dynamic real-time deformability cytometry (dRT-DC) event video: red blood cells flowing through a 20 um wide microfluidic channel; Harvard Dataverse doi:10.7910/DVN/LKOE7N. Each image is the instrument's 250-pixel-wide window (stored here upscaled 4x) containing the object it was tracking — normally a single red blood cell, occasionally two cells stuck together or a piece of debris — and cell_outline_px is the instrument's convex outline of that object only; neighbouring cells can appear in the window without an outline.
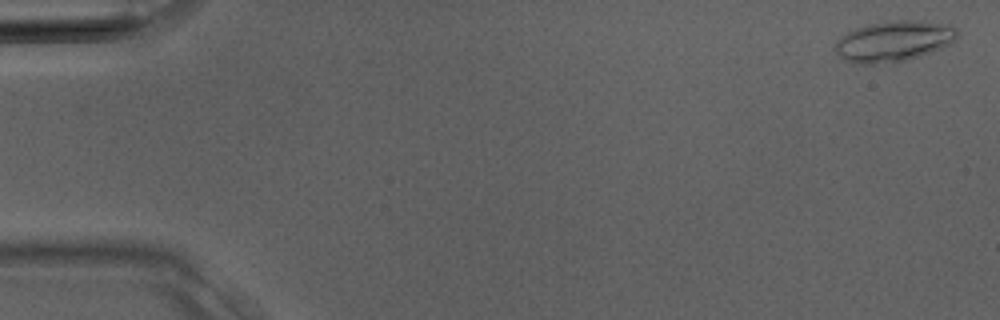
{"species": "Egyptian fruit bat (a non-hibernating species)", "species_latin": "Rousettus aegyptiacus", "temperature_condition": "room temperature", "stored_images_in_passage": 6, "camera_frame_rate_fps": 3000, "um_per_image_px": 0.085, "animal": {"sex": "male"}, "frame": {"image": 1, "passage_image": 1, "time_ms": 0.0, "image_size_px": [1000, 320], "cell_outline_px": [[956, 40], [948, 44], [920, 56], [904, 60], [872, 64], [852, 64], [844, 60], [832, 48], [836, 40], [840, 36], [856, 28], [872, 24], [892, 20], [920, 20], [940, 24], [956, 28]], "centroid_in_image_um": [75.88, 3.51], "position_along_channel_um": 9.1, "area_um2": 28.61}}